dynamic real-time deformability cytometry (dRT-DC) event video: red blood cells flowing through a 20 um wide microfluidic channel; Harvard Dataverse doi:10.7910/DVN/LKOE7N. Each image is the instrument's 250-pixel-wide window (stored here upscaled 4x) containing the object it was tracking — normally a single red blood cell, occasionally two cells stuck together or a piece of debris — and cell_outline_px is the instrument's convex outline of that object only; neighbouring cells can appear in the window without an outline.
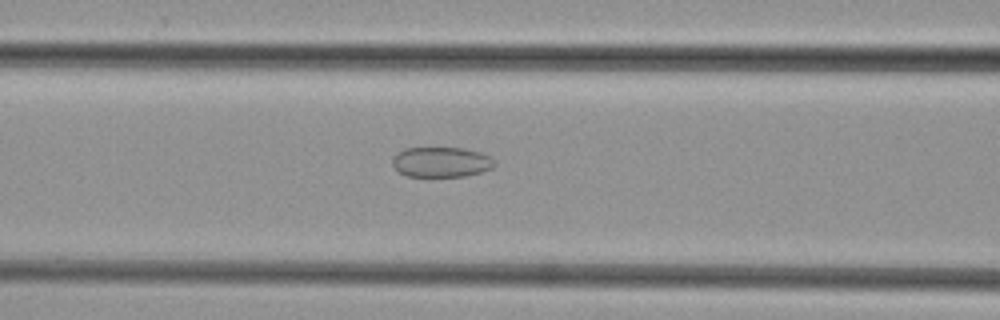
{"species": "common noctule bat (a hibernating species)", "species_latin": "Nyctalus noctula", "temperature_condition": "cold", "stored_images_in_passage": 43, "camera_frame_rate_fps": 3000, "um_per_image_px": 0.085, "animal": {"sex": "female", "body_mass_g": 29.2, "forearm_length_mm": 56.3}, "frame": {"image": 1, "passage_image": 15, "time_ms": 4.667, "image_size_px": [1000, 320], "cell_outline_px": [[496, 164], [492, 168], [480, 172], [464, 176], [408, 176], [400, 172], [392, 164], [392, 156], [404, 148], [464, 148], [480, 152], [496, 160]], "centroid_in_image_um": [37.51, 13.76], "position_along_channel_um": 129.1, "area_um2": 17.92}}
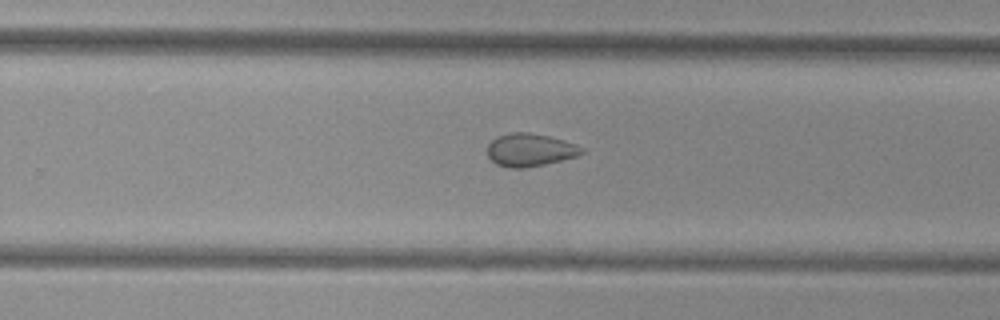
{"frame": {"image": 2, "passage_image": 26, "time_ms": 8.333, "image_size_px": [1000, 320], "cell_outline_px": [[584, 152], [576, 156], [544, 164], [524, 168], [508, 168], [496, 164], [488, 156], [488, 144], [496, 136], [512, 132], [528, 132], [548, 136], [564, 140], [576, 144], [584, 148]], "centroid_in_image_um": [45.03, 12.74], "position_along_channel_um": 284.8, "area_um2": 18.03}}
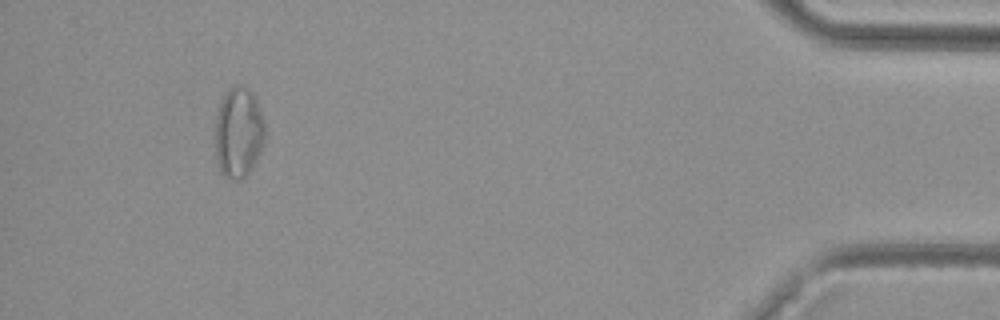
{"frame": {"image": 3, "passage_image": 40, "time_ms": 13.0, "image_size_px": [1000, 320], "cell_outline_px": [[264, 144], [252, 168], [240, 180], [228, 180], [220, 172], [216, 160], [216, 116], [220, 104], [228, 88], [236, 84], [244, 84], [256, 96], [264, 120]], "centroid_in_image_um": [20.28, 11.25], "position_along_channel_um": 414.9, "area_um2": 26.59}}